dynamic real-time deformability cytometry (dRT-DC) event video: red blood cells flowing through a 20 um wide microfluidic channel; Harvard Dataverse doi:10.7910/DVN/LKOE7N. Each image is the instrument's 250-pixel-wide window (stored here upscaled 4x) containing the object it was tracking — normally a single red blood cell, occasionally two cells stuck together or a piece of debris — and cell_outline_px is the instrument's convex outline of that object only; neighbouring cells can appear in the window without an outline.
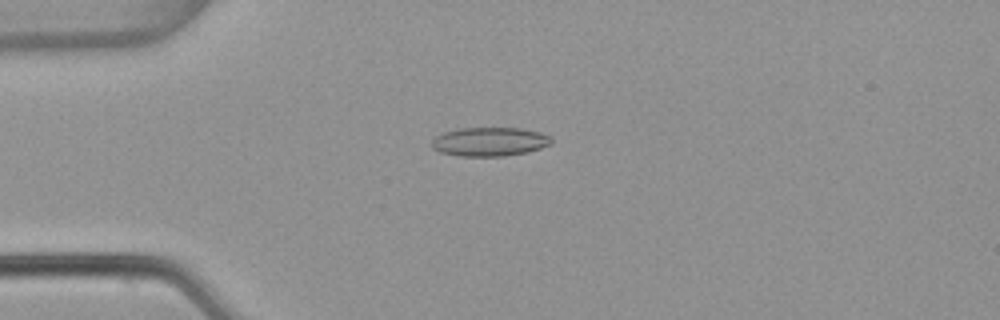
{"species": "common noctule bat (a hibernating species)", "species_latin": "Nyctalus noctula", "temperature_condition": "warm", "stored_images_in_passage": 45, "camera_frame_rate_fps": 3000, "um_per_image_px": 0.085, "animal": {"sex": "female", "body_mass_g": 22.7, "forearm_length_mm": 54.2}, "frame": {"image": 1, "passage_image": 5, "time_ms": 1.333, "image_size_px": [1000, 320], "cell_outline_px": [[552, 144], [528, 152], [504, 156], [456, 156], [440, 152], [432, 148], [432, 140], [436, 136], [444, 132], [456, 128], [520, 128], [540, 132], [552, 136]], "centroid_in_image_um": [41.63, 12.04], "position_along_channel_um": 43.4, "area_um2": 20.35}}
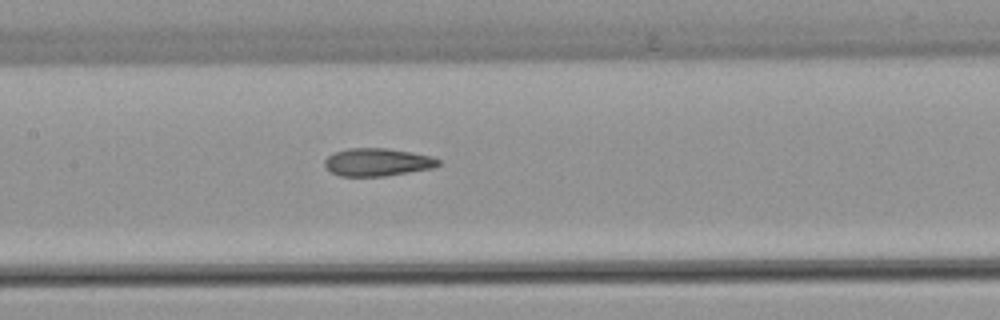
{"frame": {"image": 2, "passage_image": 17, "time_ms": 5.333, "image_size_px": [1000, 320], "cell_outline_px": [[440, 164], [432, 168], [384, 176], [340, 176], [324, 168], [324, 160], [328, 156], [336, 152], [348, 148], [388, 148], [412, 152], [432, 156], [440, 160]], "centroid_in_image_um": [32.07, 13.78], "position_along_channel_um": 175.3, "area_um2": 18.44}}
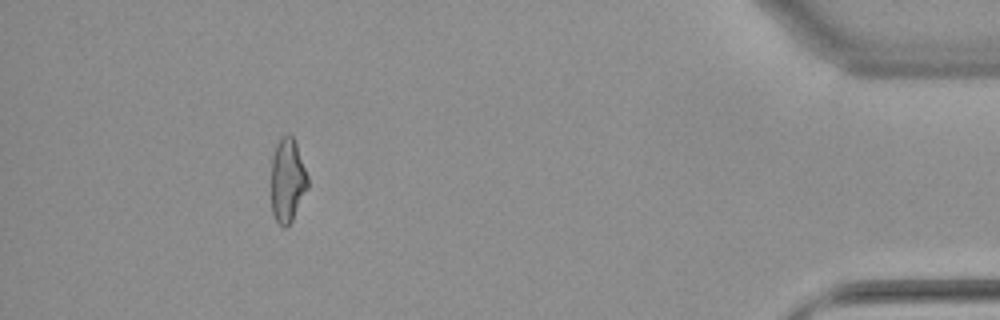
{"frame": {"image": 3, "passage_image": 40, "time_ms": 13.0, "image_size_px": [1000, 320], "cell_outline_px": [[308, 188], [292, 220], [284, 228], [276, 220], [272, 212], [272, 156], [276, 144], [280, 136], [288, 132], [292, 136], [296, 144], [308, 176]], "centroid_in_image_um": [24.43, 15.28], "position_along_channel_um": 410.8, "area_um2": 17.8}, "authors_computed_cell_mechanics": {"area_um2": 18.7272, "velocity_mm_per_s": 3.8467, "shape_relaxation_time_tau1_ms": null, "shape_relaxation_time_tau2_ms": 2.6832, "deformation_change_tau1": null, "deformation_change_tau2": 0.1209}}